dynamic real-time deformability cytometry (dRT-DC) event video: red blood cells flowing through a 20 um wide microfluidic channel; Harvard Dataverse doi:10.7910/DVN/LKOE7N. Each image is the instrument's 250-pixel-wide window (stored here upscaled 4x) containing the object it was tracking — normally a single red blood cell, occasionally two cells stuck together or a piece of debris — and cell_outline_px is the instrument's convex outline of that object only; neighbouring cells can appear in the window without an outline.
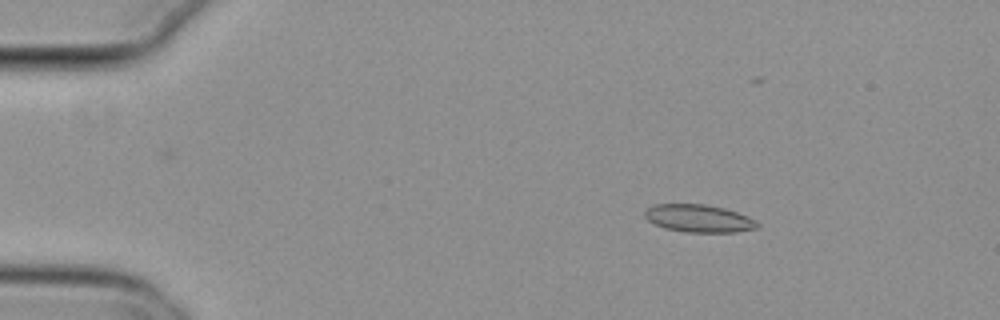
{"species": "common noctule bat (a hibernating species)", "species_latin": "Nyctalus noctula", "temperature_condition": "cold", "stored_images_in_passage": 58, "camera_frame_rate_fps": 3000, "um_per_image_px": 0.085, "animal": {"sex": "female", "body_mass_g": 29.2, "forearm_length_mm": 56.3}, "frame": {"image": 1, "passage_image": 9, "time_ms": 2.667, "image_size_px": [1000, 320], "cell_outline_px": [[760, 228], [736, 232], [684, 232], [664, 228], [648, 220], [644, 216], [644, 212], [648, 208], [656, 204], [704, 204], [724, 208], [748, 216], [756, 220], [760, 224]], "centroid_in_image_um": [59.44, 18.57], "position_along_channel_um": 25.6, "area_um2": 18.21}}